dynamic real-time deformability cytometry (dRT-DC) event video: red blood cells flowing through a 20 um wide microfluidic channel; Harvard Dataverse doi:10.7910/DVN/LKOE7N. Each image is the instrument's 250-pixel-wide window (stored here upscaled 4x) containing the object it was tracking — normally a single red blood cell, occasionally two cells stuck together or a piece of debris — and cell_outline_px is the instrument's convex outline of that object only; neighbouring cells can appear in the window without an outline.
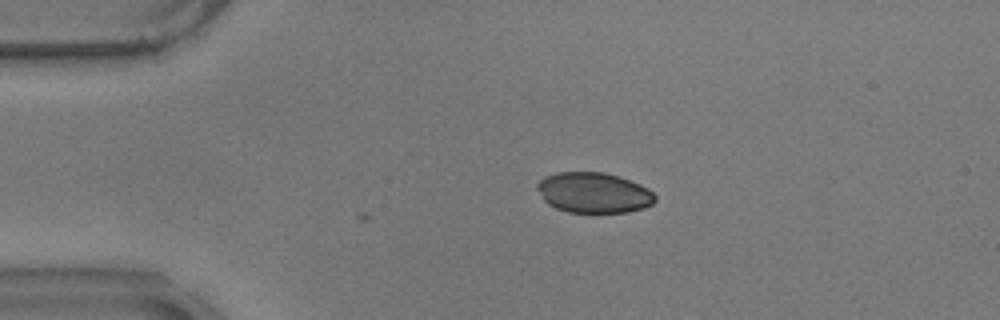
{"species": "common noctule bat (a hibernating species)", "species_latin": "Nyctalus noctula", "temperature_condition": "warm", "stored_images_in_passage": 2, "camera_frame_rate_fps": 3000, "um_per_image_px": 0.085, "animal": {"sex": "male", "body_mass_g": 17.9}, "frame": {"image": 1, "passage_image": 2, "time_ms": 0.333, "image_size_px": [1000, 320], "cell_outline_px": [[656, 200], [652, 204], [644, 208], [628, 212], [568, 212], [556, 208], [548, 204], [544, 200], [536, 188], [536, 184], [544, 176], [556, 172], [604, 172], [620, 176], [640, 184], [648, 188], [656, 196]], "centroid_in_image_um": [50.46, 16.37], "position_along_channel_um": 34.5, "area_um2": 27.98}}